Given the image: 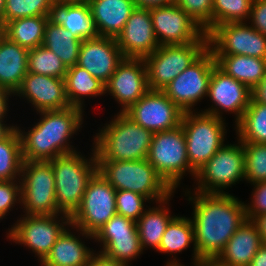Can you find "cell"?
Wrapping results in <instances>:
<instances>
[{
	"label": "cell",
	"instance_id": "4fadbf2b",
	"mask_svg": "<svg viewBox=\"0 0 266 266\" xmlns=\"http://www.w3.org/2000/svg\"><path fill=\"white\" fill-rule=\"evenodd\" d=\"M116 214V190L97 171L89 180L80 206L70 216L71 224L94 235Z\"/></svg>",
	"mask_w": 266,
	"mask_h": 266
},
{
	"label": "cell",
	"instance_id": "bcb514c9",
	"mask_svg": "<svg viewBox=\"0 0 266 266\" xmlns=\"http://www.w3.org/2000/svg\"><path fill=\"white\" fill-rule=\"evenodd\" d=\"M13 98L14 93L12 91L0 88V120H9L8 114L10 113Z\"/></svg>",
	"mask_w": 266,
	"mask_h": 266
},
{
	"label": "cell",
	"instance_id": "5b68a950",
	"mask_svg": "<svg viewBox=\"0 0 266 266\" xmlns=\"http://www.w3.org/2000/svg\"><path fill=\"white\" fill-rule=\"evenodd\" d=\"M99 173L115 190H129L148 198L153 204L175 191L156 172L147 159L136 161H97Z\"/></svg>",
	"mask_w": 266,
	"mask_h": 266
},
{
	"label": "cell",
	"instance_id": "2e32d148",
	"mask_svg": "<svg viewBox=\"0 0 266 266\" xmlns=\"http://www.w3.org/2000/svg\"><path fill=\"white\" fill-rule=\"evenodd\" d=\"M141 127L157 133L181 124L183 111L161 90H148L124 112Z\"/></svg>",
	"mask_w": 266,
	"mask_h": 266
},
{
	"label": "cell",
	"instance_id": "7dc6e473",
	"mask_svg": "<svg viewBox=\"0 0 266 266\" xmlns=\"http://www.w3.org/2000/svg\"><path fill=\"white\" fill-rule=\"evenodd\" d=\"M87 266H132L106 257L101 252L95 251Z\"/></svg>",
	"mask_w": 266,
	"mask_h": 266
},
{
	"label": "cell",
	"instance_id": "60d3db41",
	"mask_svg": "<svg viewBox=\"0 0 266 266\" xmlns=\"http://www.w3.org/2000/svg\"><path fill=\"white\" fill-rule=\"evenodd\" d=\"M151 204L152 202L148 198L139 193L116 190V212L118 215L137 221Z\"/></svg>",
	"mask_w": 266,
	"mask_h": 266
},
{
	"label": "cell",
	"instance_id": "ac0fdd59",
	"mask_svg": "<svg viewBox=\"0 0 266 266\" xmlns=\"http://www.w3.org/2000/svg\"><path fill=\"white\" fill-rule=\"evenodd\" d=\"M155 37L160 46L185 45L199 40L204 29L175 2L150 9Z\"/></svg>",
	"mask_w": 266,
	"mask_h": 266
},
{
	"label": "cell",
	"instance_id": "cb8c5ba5",
	"mask_svg": "<svg viewBox=\"0 0 266 266\" xmlns=\"http://www.w3.org/2000/svg\"><path fill=\"white\" fill-rule=\"evenodd\" d=\"M262 245L256 224L246 219L215 261L221 266H248Z\"/></svg>",
	"mask_w": 266,
	"mask_h": 266
},
{
	"label": "cell",
	"instance_id": "d6a6232c",
	"mask_svg": "<svg viewBox=\"0 0 266 266\" xmlns=\"http://www.w3.org/2000/svg\"><path fill=\"white\" fill-rule=\"evenodd\" d=\"M233 127L236 137L241 142L265 144L266 104L256 103L251 99L242 118Z\"/></svg>",
	"mask_w": 266,
	"mask_h": 266
},
{
	"label": "cell",
	"instance_id": "f546056e",
	"mask_svg": "<svg viewBox=\"0 0 266 266\" xmlns=\"http://www.w3.org/2000/svg\"><path fill=\"white\" fill-rule=\"evenodd\" d=\"M216 65L252 90L266 73V59L245 55H214Z\"/></svg>",
	"mask_w": 266,
	"mask_h": 266
},
{
	"label": "cell",
	"instance_id": "7402d4cb",
	"mask_svg": "<svg viewBox=\"0 0 266 266\" xmlns=\"http://www.w3.org/2000/svg\"><path fill=\"white\" fill-rule=\"evenodd\" d=\"M86 239V240H85ZM94 241L91 234L70 224L57 238L49 254L40 266H87L95 250L89 242ZM92 240V241H91ZM86 241V242H85Z\"/></svg>",
	"mask_w": 266,
	"mask_h": 266
},
{
	"label": "cell",
	"instance_id": "7bdbcfd3",
	"mask_svg": "<svg viewBox=\"0 0 266 266\" xmlns=\"http://www.w3.org/2000/svg\"><path fill=\"white\" fill-rule=\"evenodd\" d=\"M19 206V207H18ZM17 207V208H15ZM21 210V183L20 180L0 181V222L11 215L13 209Z\"/></svg>",
	"mask_w": 266,
	"mask_h": 266
},
{
	"label": "cell",
	"instance_id": "ffe728a7",
	"mask_svg": "<svg viewBox=\"0 0 266 266\" xmlns=\"http://www.w3.org/2000/svg\"><path fill=\"white\" fill-rule=\"evenodd\" d=\"M124 58L116 38L98 36L82 41L76 65L106 84Z\"/></svg>",
	"mask_w": 266,
	"mask_h": 266
},
{
	"label": "cell",
	"instance_id": "f907efd6",
	"mask_svg": "<svg viewBox=\"0 0 266 266\" xmlns=\"http://www.w3.org/2000/svg\"><path fill=\"white\" fill-rule=\"evenodd\" d=\"M252 221L256 224L258 228V231L261 235L262 243L266 245V213L256 216Z\"/></svg>",
	"mask_w": 266,
	"mask_h": 266
},
{
	"label": "cell",
	"instance_id": "f5cc1de1",
	"mask_svg": "<svg viewBox=\"0 0 266 266\" xmlns=\"http://www.w3.org/2000/svg\"><path fill=\"white\" fill-rule=\"evenodd\" d=\"M248 266H266V245H262Z\"/></svg>",
	"mask_w": 266,
	"mask_h": 266
},
{
	"label": "cell",
	"instance_id": "9f6ffc18",
	"mask_svg": "<svg viewBox=\"0 0 266 266\" xmlns=\"http://www.w3.org/2000/svg\"><path fill=\"white\" fill-rule=\"evenodd\" d=\"M5 7V0H0V22L2 23V16Z\"/></svg>",
	"mask_w": 266,
	"mask_h": 266
},
{
	"label": "cell",
	"instance_id": "ba28073f",
	"mask_svg": "<svg viewBox=\"0 0 266 266\" xmlns=\"http://www.w3.org/2000/svg\"><path fill=\"white\" fill-rule=\"evenodd\" d=\"M146 159L175 192L178 188H184L182 180L185 177H192L190 179L193 181L196 177L190 168L181 125L168 131L153 133Z\"/></svg>",
	"mask_w": 266,
	"mask_h": 266
},
{
	"label": "cell",
	"instance_id": "603a6c76",
	"mask_svg": "<svg viewBox=\"0 0 266 266\" xmlns=\"http://www.w3.org/2000/svg\"><path fill=\"white\" fill-rule=\"evenodd\" d=\"M188 248H191L192 252L191 262L188 263L191 266L200 261L195 247L193 224L187 215L177 214L167 225L156 253L169 254L170 258H167L164 266H187L181 263L177 256Z\"/></svg>",
	"mask_w": 266,
	"mask_h": 266
},
{
	"label": "cell",
	"instance_id": "4dcf8cb0",
	"mask_svg": "<svg viewBox=\"0 0 266 266\" xmlns=\"http://www.w3.org/2000/svg\"><path fill=\"white\" fill-rule=\"evenodd\" d=\"M48 15L14 19L3 26V34L10 41L27 50L42 45Z\"/></svg>",
	"mask_w": 266,
	"mask_h": 266
},
{
	"label": "cell",
	"instance_id": "277c9868",
	"mask_svg": "<svg viewBox=\"0 0 266 266\" xmlns=\"http://www.w3.org/2000/svg\"><path fill=\"white\" fill-rule=\"evenodd\" d=\"M90 147L88 155L79 150L50 160L55 176L57 209L61 213L71 216L76 211L89 180L98 171L95 148L93 144Z\"/></svg>",
	"mask_w": 266,
	"mask_h": 266
},
{
	"label": "cell",
	"instance_id": "8fae6325",
	"mask_svg": "<svg viewBox=\"0 0 266 266\" xmlns=\"http://www.w3.org/2000/svg\"><path fill=\"white\" fill-rule=\"evenodd\" d=\"M208 48V35L185 45L159 46L144 58L150 90H161Z\"/></svg>",
	"mask_w": 266,
	"mask_h": 266
},
{
	"label": "cell",
	"instance_id": "30bf717a",
	"mask_svg": "<svg viewBox=\"0 0 266 266\" xmlns=\"http://www.w3.org/2000/svg\"><path fill=\"white\" fill-rule=\"evenodd\" d=\"M20 214L52 216L57 209L55 176L50 161H23L21 169Z\"/></svg>",
	"mask_w": 266,
	"mask_h": 266
},
{
	"label": "cell",
	"instance_id": "e0dca14e",
	"mask_svg": "<svg viewBox=\"0 0 266 266\" xmlns=\"http://www.w3.org/2000/svg\"><path fill=\"white\" fill-rule=\"evenodd\" d=\"M148 90L145 60L124 58L105 84V97L110 95L109 99L115 100L117 107L120 108L117 112L124 113Z\"/></svg>",
	"mask_w": 266,
	"mask_h": 266
},
{
	"label": "cell",
	"instance_id": "74e56055",
	"mask_svg": "<svg viewBox=\"0 0 266 266\" xmlns=\"http://www.w3.org/2000/svg\"><path fill=\"white\" fill-rule=\"evenodd\" d=\"M54 0H5L3 26L14 19L49 15Z\"/></svg>",
	"mask_w": 266,
	"mask_h": 266
},
{
	"label": "cell",
	"instance_id": "836d02e7",
	"mask_svg": "<svg viewBox=\"0 0 266 266\" xmlns=\"http://www.w3.org/2000/svg\"><path fill=\"white\" fill-rule=\"evenodd\" d=\"M21 139L17 129L0 140V181L20 180L22 169Z\"/></svg>",
	"mask_w": 266,
	"mask_h": 266
},
{
	"label": "cell",
	"instance_id": "6f0895ef",
	"mask_svg": "<svg viewBox=\"0 0 266 266\" xmlns=\"http://www.w3.org/2000/svg\"><path fill=\"white\" fill-rule=\"evenodd\" d=\"M3 24L0 22V38L3 36Z\"/></svg>",
	"mask_w": 266,
	"mask_h": 266
},
{
	"label": "cell",
	"instance_id": "ab89813d",
	"mask_svg": "<svg viewBox=\"0 0 266 266\" xmlns=\"http://www.w3.org/2000/svg\"><path fill=\"white\" fill-rule=\"evenodd\" d=\"M139 235L136 221L121 215H114L94 235V241L101 250L113 237Z\"/></svg>",
	"mask_w": 266,
	"mask_h": 266
},
{
	"label": "cell",
	"instance_id": "9c48e42d",
	"mask_svg": "<svg viewBox=\"0 0 266 266\" xmlns=\"http://www.w3.org/2000/svg\"><path fill=\"white\" fill-rule=\"evenodd\" d=\"M20 217V218H19ZM6 230L5 238L11 244L25 247L42 262L56 243L57 238L71 224L70 215L61 213L52 216L20 214Z\"/></svg>",
	"mask_w": 266,
	"mask_h": 266
},
{
	"label": "cell",
	"instance_id": "11a10c76",
	"mask_svg": "<svg viewBox=\"0 0 266 266\" xmlns=\"http://www.w3.org/2000/svg\"><path fill=\"white\" fill-rule=\"evenodd\" d=\"M54 1H56L58 3H66V4L88 2V0H54Z\"/></svg>",
	"mask_w": 266,
	"mask_h": 266
},
{
	"label": "cell",
	"instance_id": "52a82bcc",
	"mask_svg": "<svg viewBox=\"0 0 266 266\" xmlns=\"http://www.w3.org/2000/svg\"><path fill=\"white\" fill-rule=\"evenodd\" d=\"M228 124L226 119L201 111L183 113L180 125L186 139L190 168L195 174L227 143Z\"/></svg>",
	"mask_w": 266,
	"mask_h": 266
},
{
	"label": "cell",
	"instance_id": "7a4b0ae2",
	"mask_svg": "<svg viewBox=\"0 0 266 266\" xmlns=\"http://www.w3.org/2000/svg\"><path fill=\"white\" fill-rule=\"evenodd\" d=\"M84 113L87 114L79 107L70 106L63 110L37 112L38 118L27 129L21 123L17 124L23 161H50L79 151L72 139L76 140L75 135L85 127L87 116Z\"/></svg>",
	"mask_w": 266,
	"mask_h": 266
},
{
	"label": "cell",
	"instance_id": "9a60e30c",
	"mask_svg": "<svg viewBox=\"0 0 266 266\" xmlns=\"http://www.w3.org/2000/svg\"><path fill=\"white\" fill-rule=\"evenodd\" d=\"M214 55H245L266 59V37L247 22L224 23L208 34Z\"/></svg>",
	"mask_w": 266,
	"mask_h": 266
},
{
	"label": "cell",
	"instance_id": "83f0119b",
	"mask_svg": "<svg viewBox=\"0 0 266 266\" xmlns=\"http://www.w3.org/2000/svg\"><path fill=\"white\" fill-rule=\"evenodd\" d=\"M28 52L6 36L0 38V88L15 93L20 87L28 73Z\"/></svg>",
	"mask_w": 266,
	"mask_h": 266
},
{
	"label": "cell",
	"instance_id": "681fc988",
	"mask_svg": "<svg viewBox=\"0 0 266 266\" xmlns=\"http://www.w3.org/2000/svg\"><path fill=\"white\" fill-rule=\"evenodd\" d=\"M138 8L152 9L162 6L170 5L174 0H133Z\"/></svg>",
	"mask_w": 266,
	"mask_h": 266
},
{
	"label": "cell",
	"instance_id": "7c38bea8",
	"mask_svg": "<svg viewBox=\"0 0 266 266\" xmlns=\"http://www.w3.org/2000/svg\"><path fill=\"white\" fill-rule=\"evenodd\" d=\"M215 64L214 53L208 47L192 64L172 80L163 92L183 112L198 111L200 107L197 108V106L207 98Z\"/></svg>",
	"mask_w": 266,
	"mask_h": 266
},
{
	"label": "cell",
	"instance_id": "d590c367",
	"mask_svg": "<svg viewBox=\"0 0 266 266\" xmlns=\"http://www.w3.org/2000/svg\"><path fill=\"white\" fill-rule=\"evenodd\" d=\"M253 0H213L212 30L224 23L247 22Z\"/></svg>",
	"mask_w": 266,
	"mask_h": 266
},
{
	"label": "cell",
	"instance_id": "3957f363",
	"mask_svg": "<svg viewBox=\"0 0 266 266\" xmlns=\"http://www.w3.org/2000/svg\"><path fill=\"white\" fill-rule=\"evenodd\" d=\"M101 123L91 141L97 161H136L148 156L153 133L117 112ZM107 122V123H106Z\"/></svg>",
	"mask_w": 266,
	"mask_h": 266
},
{
	"label": "cell",
	"instance_id": "f6af8a7d",
	"mask_svg": "<svg viewBox=\"0 0 266 266\" xmlns=\"http://www.w3.org/2000/svg\"><path fill=\"white\" fill-rule=\"evenodd\" d=\"M247 23L266 37V0H253Z\"/></svg>",
	"mask_w": 266,
	"mask_h": 266
},
{
	"label": "cell",
	"instance_id": "5bb4252c",
	"mask_svg": "<svg viewBox=\"0 0 266 266\" xmlns=\"http://www.w3.org/2000/svg\"><path fill=\"white\" fill-rule=\"evenodd\" d=\"M206 100L212 104H209V107H205V109L200 108L199 111L223 119L226 118L224 114H232L234 118L232 125L234 126L242 118L249 105L251 90L215 64Z\"/></svg>",
	"mask_w": 266,
	"mask_h": 266
},
{
	"label": "cell",
	"instance_id": "b9f144b4",
	"mask_svg": "<svg viewBox=\"0 0 266 266\" xmlns=\"http://www.w3.org/2000/svg\"><path fill=\"white\" fill-rule=\"evenodd\" d=\"M208 35L212 31L213 0H174Z\"/></svg>",
	"mask_w": 266,
	"mask_h": 266
},
{
	"label": "cell",
	"instance_id": "d6986e66",
	"mask_svg": "<svg viewBox=\"0 0 266 266\" xmlns=\"http://www.w3.org/2000/svg\"><path fill=\"white\" fill-rule=\"evenodd\" d=\"M14 99L25 101L35 113L41 111L63 110L70 107L66 97L64 78L28 72ZM19 97V99L17 98ZM22 99V100H21Z\"/></svg>",
	"mask_w": 266,
	"mask_h": 266
},
{
	"label": "cell",
	"instance_id": "4316f807",
	"mask_svg": "<svg viewBox=\"0 0 266 266\" xmlns=\"http://www.w3.org/2000/svg\"><path fill=\"white\" fill-rule=\"evenodd\" d=\"M173 193L167 199L152 203L143 215L136 221L142 250H158L162 236L169 222L176 216L172 214L171 201L175 196Z\"/></svg>",
	"mask_w": 266,
	"mask_h": 266
},
{
	"label": "cell",
	"instance_id": "44dd1931",
	"mask_svg": "<svg viewBox=\"0 0 266 266\" xmlns=\"http://www.w3.org/2000/svg\"><path fill=\"white\" fill-rule=\"evenodd\" d=\"M116 41L125 58L144 59L158 49L150 9L136 7Z\"/></svg>",
	"mask_w": 266,
	"mask_h": 266
},
{
	"label": "cell",
	"instance_id": "d4e9b609",
	"mask_svg": "<svg viewBox=\"0 0 266 266\" xmlns=\"http://www.w3.org/2000/svg\"><path fill=\"white\" fill-rule=\"evenodd\" d=\"M87 3L100 37L116 38L136 8L133 0H88Z\"/></svg>",
	"mask_w": 266,
	"mask_h": 266
},
{
	"label": "cell",
	"instance_id": "ee69618b",
	"mask_svg": "<svg viewBox=\"0 0 266 266\" xmlns=\"http://www.w3.org/2000/svg\"><path fill=\"white\" fill-rule=\"evenodd\" d=\"M252 191L249 201L245 200V212L248 220L266 213V181L251 184ZM248 201V202H247Z\"/></svg>",
	"mask_w": 266,
	"mask_h": 266
},
{
	"label": "cell",
	"instance_id": "816d5d0a",
	"mask_svg": "<svg viewBox=\"0 0 266 266\" xmlns=\"http://www.w3.org/2000/svg\"><path fill=\"white\" fill-rule=\"evenodd\" d=\"M0 120V140L5 139L6 137H8L15 129H16V123H11L12 120Z\"/></svg>",
	"mask_w": 266,
	"mask_h": 266
},
{
	"label": "cell",
	"instance_id": "1f68e13d",
	"mask_svg": "<svg viewBox=\"0 0 266 266\" xmlns=\"http://www.w3.org/2000/svg\"><path fill=\"white\" fill-rule=\"evenodd\" d=\"M82 40L61 25H55L48 20L42 45L53 51L66 68L77 64Z\"/></svg>",
	"mask_w": 266,
	"mask_h": 266
},
{
	"label": "cell",
	"instance_id": "8992f818",
	"mask_svg": "<svg viewBox=\"0 0 266 266\" xmlns=\"http://www.w3.org/2000/svg\"><path fill=\"white\" fill-rule=\"evenodd\" d=\"M234 139L235 142L227 141L196 173L191 190L205 194H229V188L245 182V150L236 136Z\"/></svg>",
	"mask_w": 266,
	"mask_h": 266
},
{
	"label": "cell",
	"instance_id": "e575fe53",
	"mask_svg": "<svg viewBox=\"0 0 266 266\" xmlns=\"http://www.w3.org/2000/svg\"><path fill=\"white\" fill-rule=\"evenodd\" d=\"M28 72L64 78L67 68L53 51L40 45L28 52Z\"/></svg>",
	"mask_w": 266,
	"mask_h": 266
},
{
	"label": "cell",
	"instance_id": "db71d44e",
	"mask_svg": "<svg viewBox=\"0 0 266 266\" xmlns=\"http://www.w3.org/2000/svg\"><path fill=\"white\" fill-rule=\"evenodd\" d=\"M191 266H221L215 260H200Z\"/></svg>",
	"mask_w": 266,
	"mask_h": 266
},
{
	"label": "cell",
	"instance_id": "f35d334b",
	"mask_svg": "<svg viewBox=\"0 0 266 266\" xmlns=\"http://www.w3.org/2000/svg\"><path fill=\"white\" fill-rule=\"evenodd\" d=\"M245 150V182L266 181V143L242 142Z\"/></svg>",
	"mask_w": 266,
	"mask_h": 266
},
{
	"label": "cell",
	"instance_id": "484cf974",
	"mask_svg": "<svg viewBox=\"0 0 266 266\" xmlns=\"http://www.w3.org/2000/svg\"><path fill=\"white\" fill-rule=\"evenodd\" d=\"M48 17L50 22L61 25L82 41L98 37L87 2L66 4L54 1Z\"/></svg>",
	"mask_w": 266,
	"mask_h": 266
},
{
	"label": "cell",
	"instance_id": "6da1fadb",
	"mask_svg": "<svg viewBox=\"0 0 266 266\" xmlns=\"http://www.w3.org/2000/svg\"><path fill=\"white\" fill-rule=\"evenodd\" d=\"M185 187L182 195L193 208L190 219L198 258L215 260L247 219L244 201L233 193L205 194Z\"/></svg>",
	"mask_w": 266,
	"mask_h": 266
},
{
	"label": "cell",
	"instance_id": "c3c4849f",
	"mask_svg": "<svg viewBox=\"0 0 266 266\" xmlns=\"http://www.w3.org/2000/svg\"><path fill=\"white\" fill-rule=\"evenodd\" d=\"M251 99L260 104H266V73L260 82L251 90Z\"/></svg>",
	"mask_w": 266,
	"mask_h": 266
},
{
	"label": "cell",
	"instance_id": "f1b7e54d",
	"mask_svg": "<svg viewBox=\"0 0 266 266\" xmlns=\"http://www.w3.org/2000/svg\"><path fill=\"white\" fill-rule=\"evenodd\" d=\"M64 81L66 97L70 106L86 111L85 100L90 101L98 97L102 99V96L104 99L105 84L78 65L67 68Z\"/></svg>",
	"mask_w": 266,
	"mask_h": 266
},
{
	"label": "cell",
	"instance_id": "8d00e7d4",
	"mask_svg": "<svg viewBox=\"0 0 266 266\" xmlns=\"http://www.w3.org/2000/svg\"><path fill=\"white\" fill-rule=\"evenodd\" d=\"M106 257L118 262L131 265L140 255L145 252L141 248L139 235H129L122 237H113L101 250Z\"/></svg>",
	"mask_w": 266,
	"mask_h": 266
}]
</instances>
